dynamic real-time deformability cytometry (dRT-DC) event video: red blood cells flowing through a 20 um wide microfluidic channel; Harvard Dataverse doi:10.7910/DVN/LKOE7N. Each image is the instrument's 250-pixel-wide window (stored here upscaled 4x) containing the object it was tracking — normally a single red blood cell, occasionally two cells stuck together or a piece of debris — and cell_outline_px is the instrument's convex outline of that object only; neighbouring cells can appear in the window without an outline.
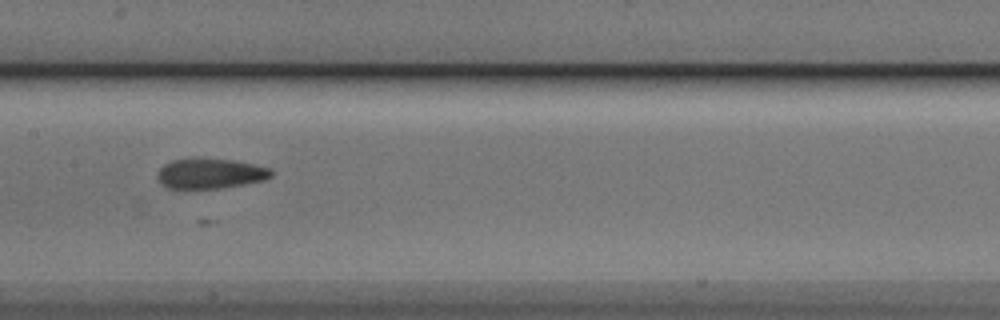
{"species": "Egyptian fruit bat (a non-hibernating species)", "species_latin": "Rousettus aegyptiacus", "temperature_condition": "cold", "stored_images_in_passage": 39, "camera_frame_rate_fps": 3000, "um_per_image_px": 0.085, "animal": {"sex": "male"}, "frame": {"image": 1, "passage_image": 13, "time_ms": 4.0, "image_size_px": [1000, 320], "cell_outline_px": [[272, 176], [264, 180], [244, 184], [220, 188], [184, 192], [168, 188], [156, 176], [160, 168], [164, 164], [172, 160], [196, 156], [200, 156], [232, 160], [272, 168]], "centroid_in_image_um": [17.81, 14.76], "position_along_channel_um": 189.6, "area_um2": 21.04}}
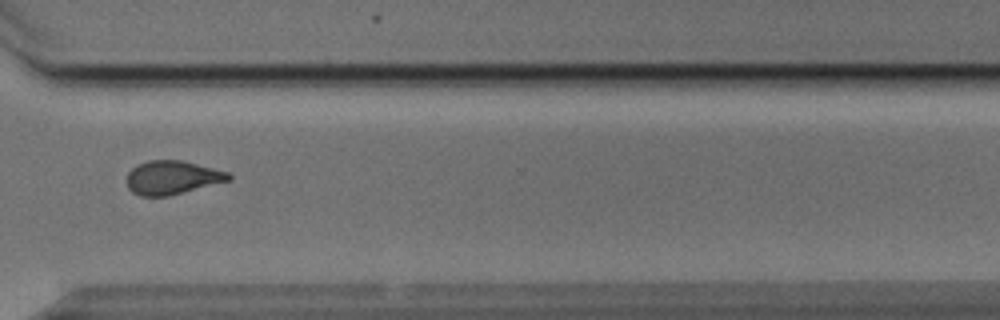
{"frame": {"image": 2, "passage_image": 26, "time_ms": 8.333, "image_size_px": [1000, 320], "cell_outline_px": [[232, 180], [168, 196], [140, 196], [132, 192], [128, 188], [128, 172], [136, 164], [148, 160], [180, 160], [228, 172], [232, 176]], "centroid_in_image_um": [14.63, 15.09], "position_along_channel_um": 356.0, "area_um2": 19.94}}
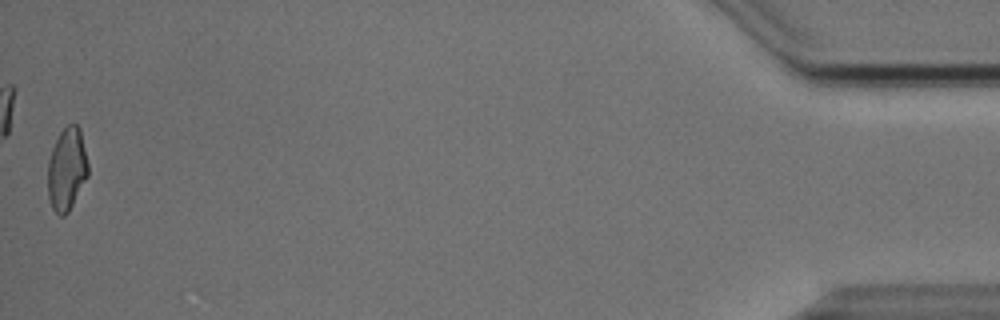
{"frame": {"image": 3, "passage_image": 39, "time_ms": 12.667, "image_size_px": [1000, 320], "cell_outline_px": [[88, 176], [68, 212], [64, 216], [60, 216], [52, 208], [48, 200], [48, 160], [52, 148], [60, 132], [68, 124], [76, 124], [80, 128], [88, 164]], "centroid_in_image_um": [5.67, 14.39], "position_along_channel_um": 429.5, "area_um2": 19.42}}